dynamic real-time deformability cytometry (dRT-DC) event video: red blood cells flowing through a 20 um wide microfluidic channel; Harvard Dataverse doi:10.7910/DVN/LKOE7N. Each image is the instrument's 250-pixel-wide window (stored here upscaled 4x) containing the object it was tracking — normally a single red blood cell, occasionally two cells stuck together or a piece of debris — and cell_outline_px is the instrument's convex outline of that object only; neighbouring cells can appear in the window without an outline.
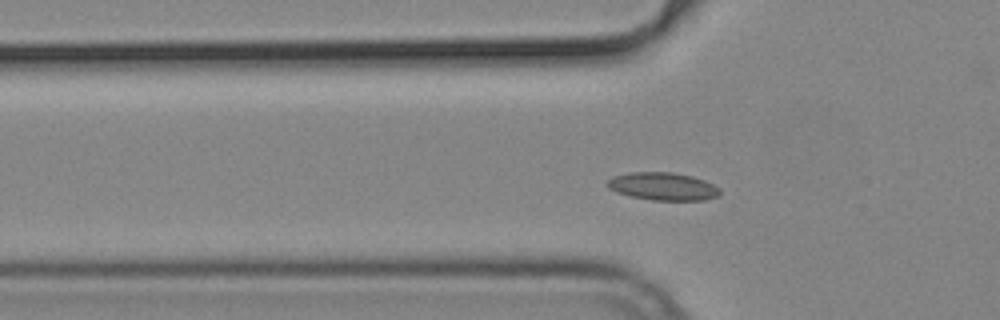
{"species": "common noctule bat (a hibernating species)", "species_latin": "Nyctalus noctula", "temperature_condition": "cold", "stored_images_in_passage": 52, "camera_frame_rate_fps": 3000, "um_per_image_px": 0.085, "animal": {"sex": "male", "body_mass_g": 19.2, "forearm_length_mm": 51.8}, "frame": {"image": 1, "passage_image": 14, "time_ms": 4.333, "image_size_px": [1000, 320], "cell_outline_px": [[720, 196], [704, 200], [652, 200], [632, 196], [616, 192], [608, 188], [608, 180], [612, 176], [628, 172], [672, 172], [692, 176], [704, 180], [720, 188]], "centroid_in_image_um": [56.36, 15.84], "position_along_channel_um": 69.4, "area_um2": 18.26}}
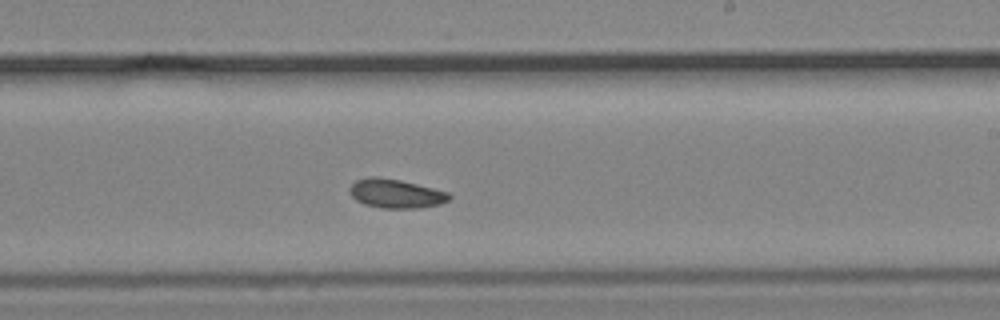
{"frame": {"image": 2, "passage_image": 29, "time_ms": 9.333, "image_size_px": [1000, 320], "cell_outline_px": [[452, 196], [448, 200], [440, 204], [416, 208], [384, 208], [364, 204], [356, 200], [352, 196], [348, 188], [356, 180], [368, 176], [376, 176], [400, 180], [448, 192]], "centroid_in_image_um": [33.61, 16.44], "position_along_channel_um": 255.4, "area_um2": 16.7}}
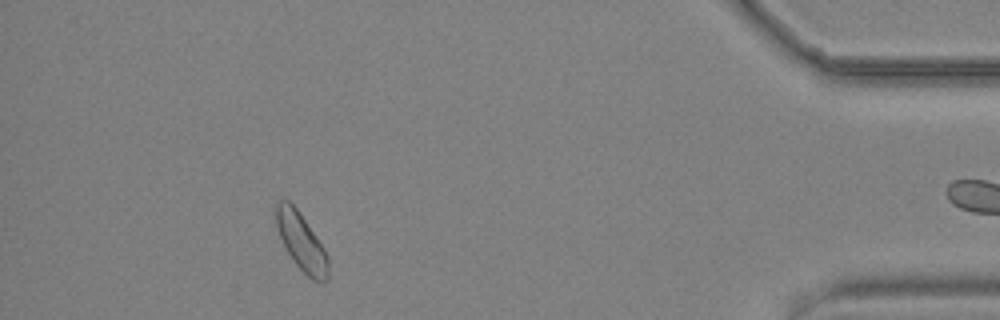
{"frame": {"image": 3, "passage_image": 46, "time_ms": 15.0, "image_size_px": [1000, 320], "cell_outline_px": [[328, 280], [324, 284], [312, 280], [292, 260], [280, 236], [276, 224], [276, 200], [288, 200], [296, 208], [316, 236], [324, 248], [328, 256]], "centroid_in_image_um": [25.63, 20.59], "position_along_channel_um": 409.6, "area_um2": 17.28}}